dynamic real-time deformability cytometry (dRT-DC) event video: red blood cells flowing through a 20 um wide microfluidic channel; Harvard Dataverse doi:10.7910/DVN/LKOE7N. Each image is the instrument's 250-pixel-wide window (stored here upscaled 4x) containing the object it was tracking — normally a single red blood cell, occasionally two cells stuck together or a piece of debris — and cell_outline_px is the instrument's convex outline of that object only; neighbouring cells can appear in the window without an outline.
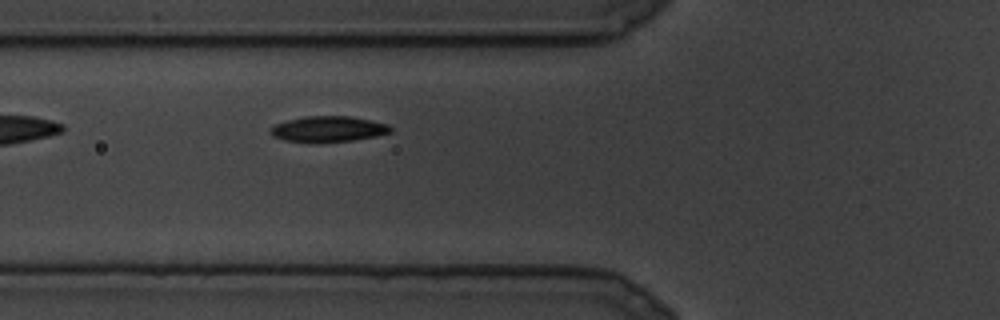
{"species": "common noctule bat (a hibernating species)", "species_latin": "Nyctalus noctula", "temperature_condition": "cold", "stored_images_in_passage": 7, "camera_frame_rate_fps": 3000, "um_per_image_px": 0.085, "animal": {"sex": "male", "body_mass_g": 19.5, "forearm_length_mm": 54.6}, "frame": {"image": 1, "passage_image": 7, "time_ms": 2.0, "image_size_px": [1000, 320], "cell_outline_px": [[392, 132], [376, 136], [352, 140], [284, 140], [272, 136], [268, 132], [276, 124], [288, 120], [304, 116], [348, 116], [388, 124], [392, 128]], "centroid_in_image_um": [27.92, 10.93], "position_along_channel_um": 97.9, "area_um2": 17.22}}